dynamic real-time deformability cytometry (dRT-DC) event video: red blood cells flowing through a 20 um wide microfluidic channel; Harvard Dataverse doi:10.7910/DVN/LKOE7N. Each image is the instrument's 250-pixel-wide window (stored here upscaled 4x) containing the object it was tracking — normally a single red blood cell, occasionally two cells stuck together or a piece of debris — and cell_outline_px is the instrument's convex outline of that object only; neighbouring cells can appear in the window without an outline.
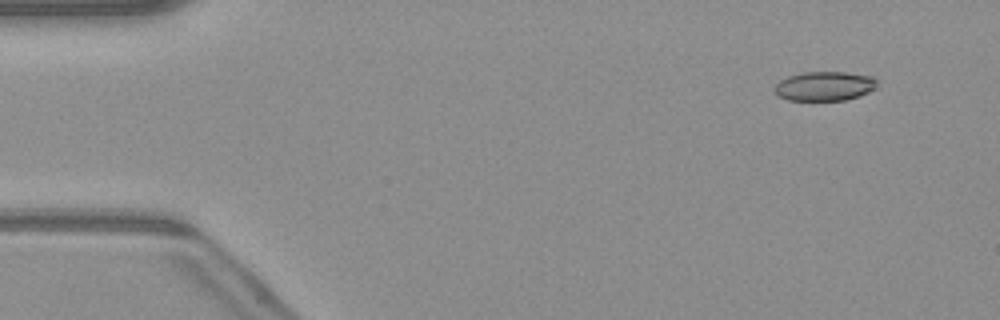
{"species": "common noctule bat (a hibernating species)", "species_latin": "Nyctalus noctula", "temperature_condition": "warm", "stored_images_in_passage": 51, "camera_frame_rate_fps": 3000, "um_per_image_px": 0.085, "animal": {"sex": "male", "body_mass_g": 23.1, "forearm_length_mm": 52.7}, "frame": {"image": 1, "passage_image": 5, "time_ms": 1.333, "image_size_px": [1000, 320], "cell_outline_px": [[876, 88], [860, 96], [844, 100], [788, 100], [776, 96], [776, 84], [780, 80], [788, 76], [800, 72], [844, 72], [872, 76], [876, 80]], "centroid_in_image_um": [70.08, 7.32], "position_along_channel_um": 14.9, "area_um2": 17.51}}
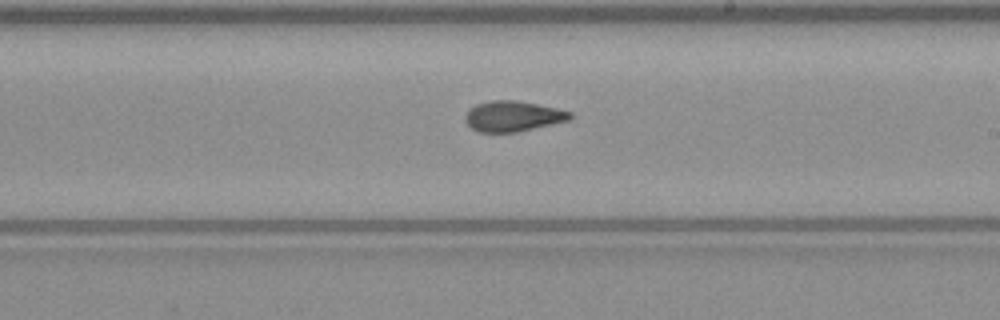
{"frame": {"image": 2, "passage_image": 30, "time_ms": 9.667, "image_size_px": [1000, 320], "cell_outline_px": [[572, 120], [516, 132], [480, 132], [472, 128], [464, 120], [464, 116], [468, 108], [476, 104], [492, 100], [516, 100], [556, 108], [572, 112]], "centroid_in_image_um": [43.59, 9.87], "position_along_channel_um": 245.4, "area_um2": 18.73}}
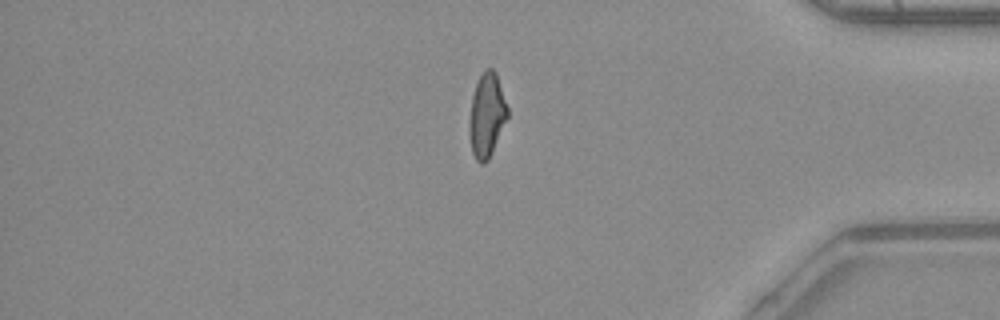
{"frame": {"image": 3, "passage_image": 43, "time_ms": 14.0, "image_size_px": [1000, 320], "cell_outline_px": [[508, 116], [492, 152], [488, 160], [484, 164], [480, 164], [476, 160], [472, 152], [468, 132], [468, 124], [472, 96], [476, 84], [484, 68], [492, 68], [496, 72], [508, 108]], "centroid_in_image_um": [41.36, 9.8], "position_along_channel_um": 393.8, "area_um2": 18.79}, "authors_computed_cell_mechanics": {"area_um2": 18.8428, "velocity_mm_per_s": 4.1076, "shape_relaxation_time_tau1_ms": null, "shape_relaxation_time_tau2_ms": 2.2653, "deformation_change_tau1": null, "deformation_change_tau2": 0.0758}}